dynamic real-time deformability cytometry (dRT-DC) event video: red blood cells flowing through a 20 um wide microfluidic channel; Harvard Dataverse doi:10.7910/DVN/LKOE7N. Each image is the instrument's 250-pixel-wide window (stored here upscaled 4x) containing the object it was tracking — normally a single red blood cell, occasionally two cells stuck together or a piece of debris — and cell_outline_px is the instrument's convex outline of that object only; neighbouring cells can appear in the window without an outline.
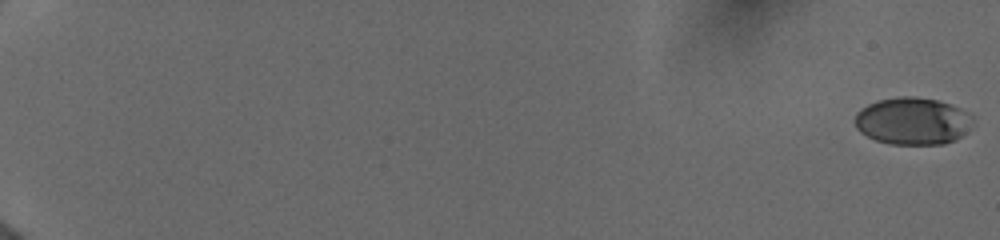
{"species": "human", "species_latin": "Homo sapiens", "temperature_condition": "cold", "stored_images_in_passage": 58, "camera_frame_rate_fps": 3000, "um_per_image_px": 0.085, "donor": {"sex": "female"}, "frame": {"image": 1, "passage_image": 1, "time_ms": 0.0, "image_size_px": [1000, 240], "cell_outline_px": [[976, 124], [972, 128], [956, 140], [944, 144], [888, 144], [876, 140], [860, 132], [856, 128], [856, 112], [868, 104], [880, 100], [900, 96], [908, 96], [936, 100], [960, 108], [972, 116]], "centroid_in_image_um": [77.62, 10.31], "position_along_channel_um": 7.4, "area_um2": 32.54}}
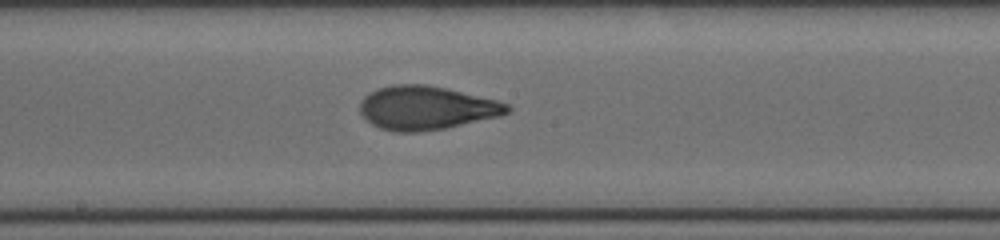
{"frame": {"image": 2, "passage_image": 34, "time_ms": 11.0, "image_size_px": [1000, 240], "cell_outline_px": [[512, 108], [508, 112], [500, 116], [444, 128], [416, 132], [396, 132], [380, 128], [372, 124], [360, 112], [360, 100], [368, 92], [376, 88], [392, 84], [424, 84], [444, 88], [496, 100], [508, 104]], "centroid_in_image_um": [36.19, 9.16], "position_along_channel_um": 212.0, "area_um2": 37.28}}
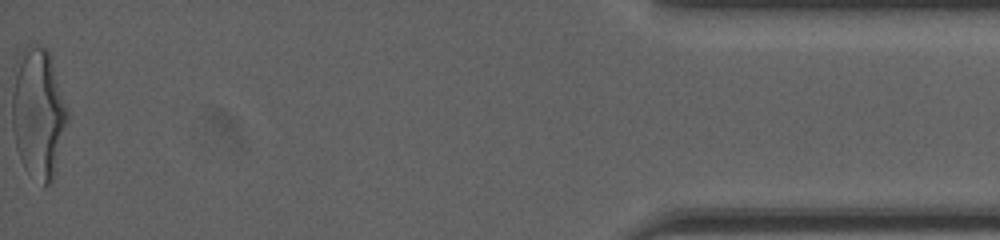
{"frame": {"image": 3, "passage_image": 57, "time_ms": 18.333, "image_size_px": [1000, 240], "cell_outline_px": [[68, 120], [56, 172], [52, 180], [44, 188], [24, 168], [16, 148], [12, 128], [12, 92], [16, 60], [20, 52], [24, 48], [36, 44], [48, 48], [52, 56], [68, 112]], "centroid_in_image_um": [3.26, 9.61], "position_along_channel_um": 431.9, "area_um2": 42.77}, "authors_computed_cell_mechanics": {"area_um2": 35.5759, "velocity_mm_per_s": 3.9801, "shape_relaxation_time_tau1_ms": 4.2535, "shape_relaxation_time_tau2_ms": 0.6522, "deformation_change_tau1": 0.1869, "deformation_change_tau2": 0.0564}}